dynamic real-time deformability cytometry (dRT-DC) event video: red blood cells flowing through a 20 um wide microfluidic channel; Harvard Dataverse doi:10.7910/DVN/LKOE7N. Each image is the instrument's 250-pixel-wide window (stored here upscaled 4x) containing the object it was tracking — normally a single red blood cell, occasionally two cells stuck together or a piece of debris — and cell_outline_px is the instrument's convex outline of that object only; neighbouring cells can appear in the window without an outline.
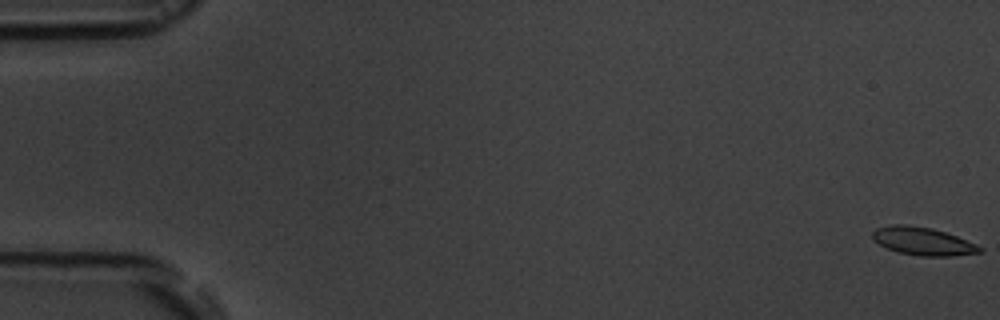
{"species": "common noctule bat (a hibernating species)", "species_latin": "Nyctalus noctula", "temperature_condition": "room temperature", "stored_images_in_passage": 57, "camera_frame_rate_fps": 3000, "um_per_image_px": 0.085, "animal": {"sex": "male", "body_mass_g": 19.5, "forearm_length_mm": 54.6}, "frame": {"image": 1, "passage_image": 1, "time_ms": 0.0, "image_size_px": [1000, 320], "cell_outline_px": [[984, 252], [952, 256], [920, 256], [900, 252], [888, 248], [872, 240], [872, 232], [876, 228], [888, 224], [908, 224], [932, 228], [956, 236], [976, 244], [984, 248]], "centroid_in_image_um": [78.44, 20.49], "position_along_channel_um": 6.6, "area_um2": 17.57}}
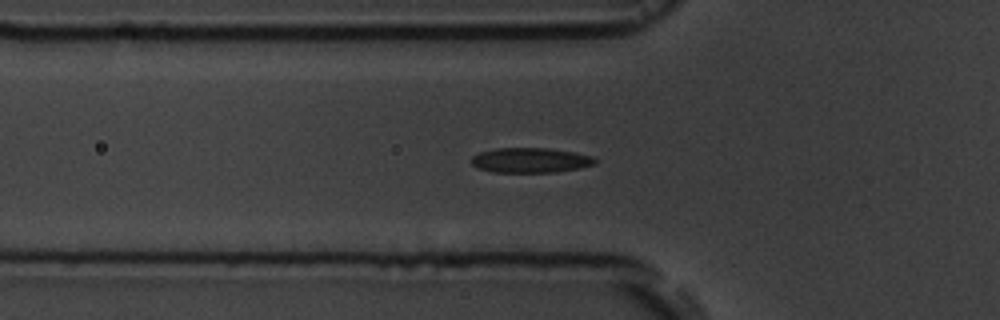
{"frame": {"image": 2, "passage_image": 20, "time_ms": 6.333, "image_size_px": [1000, 320], "cell_outline_px": [[596, 164], [580, 168], [556, 172], [492, 172], [476, 168], [472, 164], [472, 156], [480, 152], [496, 148], [548, 148], [572, 152], [592, 156], [596, 160]], "centroid_in_image_um": [45.07, 13.62], "position_along_channel_um": 80.7, "area_um2": 17.98}}
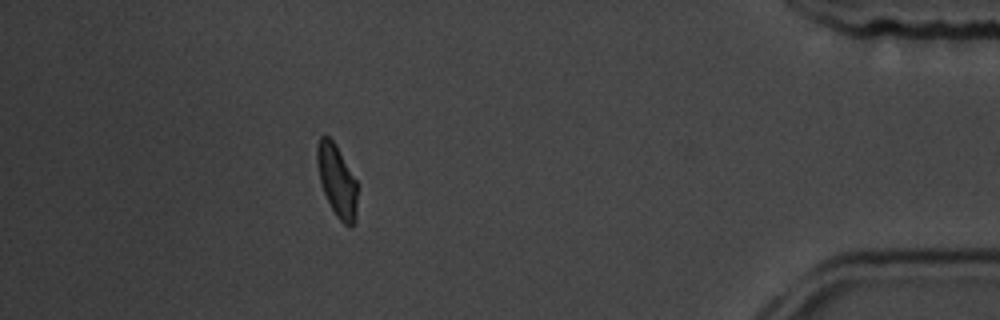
{"frame": {"image": 3, "passage_image": 51, "time_ms": 16.667, "image_size_px": [1000, 320], "cell_outline_px": [[356, 220], [352, 228], [348, 228], [336, 216], [324, 192], [320, 180], [316, 164], [316, 148], [320, 136], [324, 132], [336, 144], [356, 180]], "centroid_in_image_um": [28.62, 15.34], "position_along_channel_um": 406.6, "area_um2": 16.99}, "authors_computed_cell_mechanics": {"area_um2": 17.629, "velocity_mm_per_s": 3.6321, "shape_relaxation_time_tau1_ms": 3.6694, "shape_relaxation_time_tau2_ms": 1.8182, "deformation_change_tau1": 0.1142, "deformation_change_tau2": 0.0671}}